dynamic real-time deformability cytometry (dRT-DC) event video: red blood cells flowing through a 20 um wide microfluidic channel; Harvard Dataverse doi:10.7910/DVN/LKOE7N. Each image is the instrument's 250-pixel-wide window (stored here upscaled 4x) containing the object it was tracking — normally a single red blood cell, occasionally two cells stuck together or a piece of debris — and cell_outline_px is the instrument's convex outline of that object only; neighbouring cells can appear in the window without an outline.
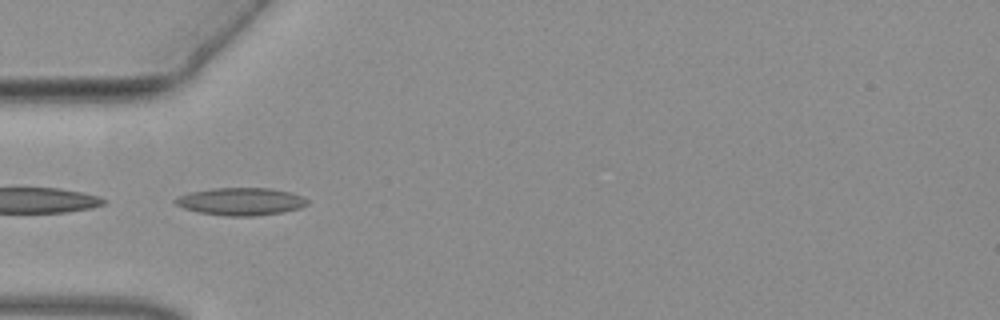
{"species": "common noctule bat (a hibernating species)", "species_latin": "Nyctalus noctula", "temperature_condition": "warm", "stored_images_in_passage": 41, "camera_frame_rate_fps": 3000, "um_per_image_px": 0.085, "animal": {"sex": "female", "body_mass_g": 19.3, "forearm_length_mm": 54.1}, "frame": {"image": 1, "passage_image": 5, "time_ms": 1.333, "image_size_px": [1000, 320], "cell_outline_px": [[308, 204], [300, 208], [280, 212], [256, 216], [224, 216], [200, 212], [184, 208], [176, 204], [172, 200], [180, 196], [192, 192], [212, 188], [268, 188], [292, 192], [308, 200]], "centroid_in_image_um": [20.48, 17.13], "position_along_channel_um": 64.5, "area_um2": 21.04}}
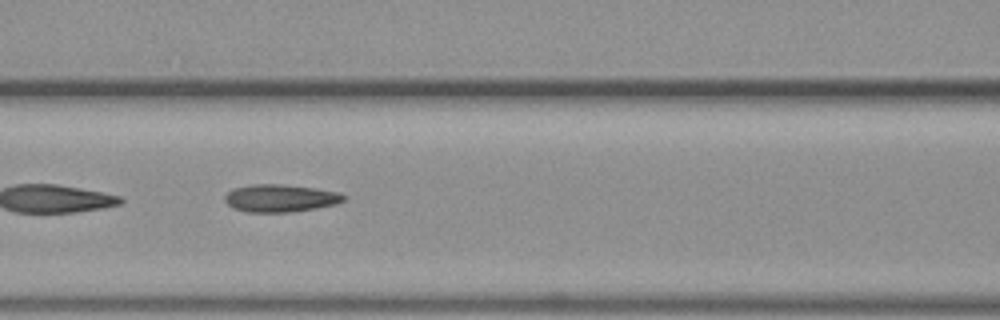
{"frame": {"image": 2, "passage_image": 11, "time_ms": 3.333, "image_size_px": [1000, 320], "cell_outline_px": [[348, 196], [344, 200], [336, 204], [316, 208], [288, 212], [248, 212], [236, 208], [228, 204], [224, 200], [224, 196], [232, 188], [252, 184], [280, 184], [316, 188], [336, 192]], "centroid_in_image_um": [23.82, 16.83], "position_along_channel_um": 142.8, "area_um2": 19.02}}
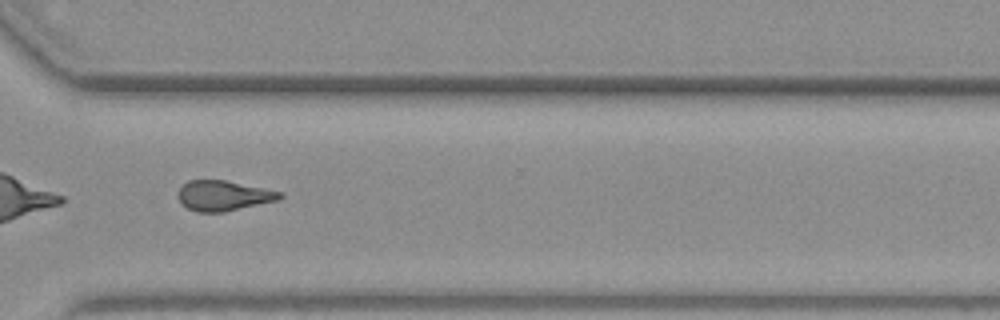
{"frame": {"image": 3, "passage_image": 27, "time_ms": 8.667, "image_size_px": [1000, 320], "cell_outline_px": [[284, 196], [280, 200], [224, 212], [196, 212], [180, 204], [176, 196], [180, 188], [188, 180], [224, 180], [284, 192]], "centroid_in_image_um": [19.0, 16.64], "position_along_channel_um": 351.6, "area_um2": 18.15}}